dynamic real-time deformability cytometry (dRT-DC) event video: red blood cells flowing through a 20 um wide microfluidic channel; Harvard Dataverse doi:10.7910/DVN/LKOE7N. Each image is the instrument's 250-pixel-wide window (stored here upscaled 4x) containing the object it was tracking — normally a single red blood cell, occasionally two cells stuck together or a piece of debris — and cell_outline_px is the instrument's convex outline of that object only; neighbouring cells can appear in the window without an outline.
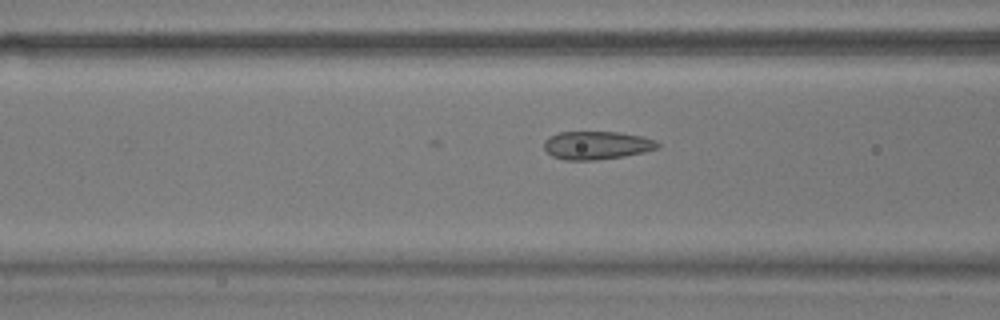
{"species": "common noctule bat (a hibernating species)", "species_latin": "Nyctalus noctula", "temperature_condition": "warm", "stored_images_in_passage": 51, "camera_frame_rate_fps": 3000, "um_per_image_px": 0.085, "animal": {"sex": "male", "body_mass_g": 17.9}, "frame": {"image": 1, "passage_image": 18, "time_ms": 5.667, "image_size_px": [1000, 320], "cell_outline_px": [[660, 148], [644, 152], [624, 156], [596, 160], [564, 160], [552, 156], [544, 148], [544, 140], [548, 136], [560, 132], [620, 132], [644, 136], [656, 140], [660, 144]], "centroid_in_image_um": [50.75, 12.34], "position_along_channel_um": 115.9, "area_um2": 18.9}}
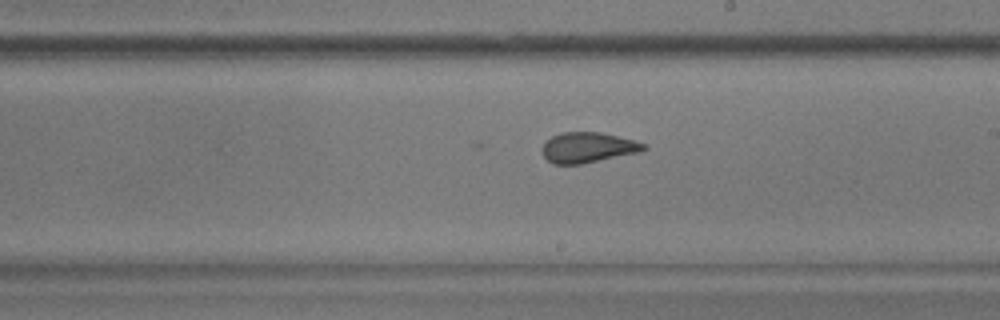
{"frame": {"image": 2, "passage_image": 28, "time_ms": 9.0, "image_size_px": [1000, 320], "cell_outline_px": [[648, 148], [640, 152], [580, 164], [552, 164], [544, 156], [544, 144], [552, 136], [560, 132], [600, 132], [636, 140], [644, 144]], "centroid_in_image_um": [50.0, 12.53], "position_along_channel_um": 239.0, "area_um2": 17.8}}
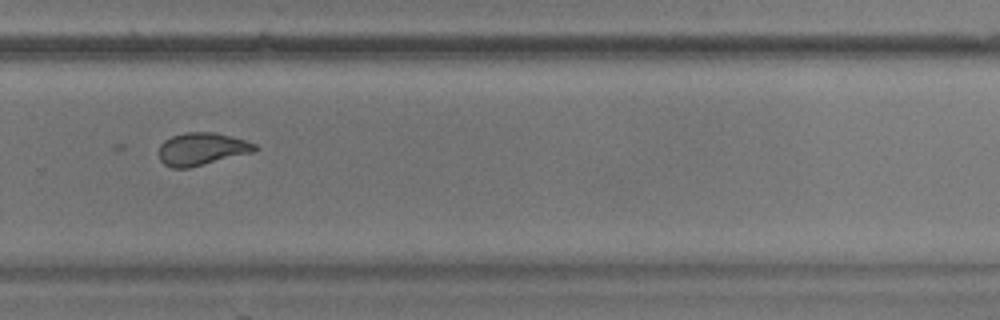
{"frame": {"image": 3, "passage_image": 34, "time_ms": 11.0, "image_size_px": [1000, 320], "cell_outline_px": [[260, 148], [252, 152], [188, 168], [172, 168], [164, 164], [160, 160], [160, 144], [164, 140], [172, 136], [184, 132], [216, 132], [244, 140], [256, 144]], "centroid_in_image_um": [17.14, 12.65], "position_along_channel_um": 312.7, "area_um2": 18.09}}